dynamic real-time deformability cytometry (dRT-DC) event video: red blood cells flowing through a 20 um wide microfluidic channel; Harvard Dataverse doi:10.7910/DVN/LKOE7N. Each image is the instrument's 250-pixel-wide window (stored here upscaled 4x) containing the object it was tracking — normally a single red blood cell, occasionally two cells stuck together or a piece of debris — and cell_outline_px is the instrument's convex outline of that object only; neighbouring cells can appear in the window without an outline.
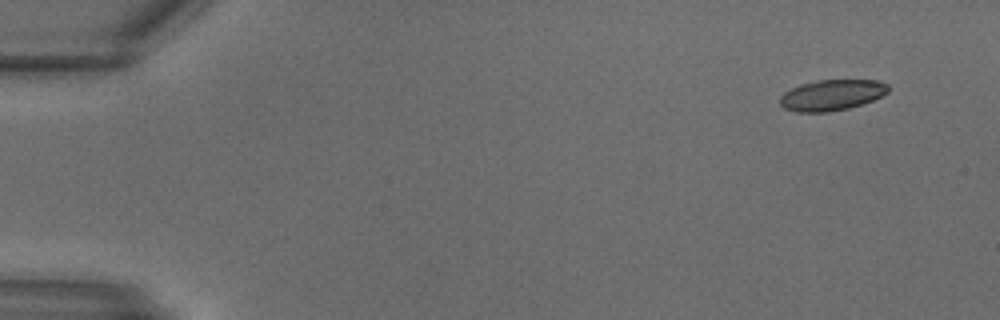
{"species": "common noctule bat (a hibernating species)", "species_latin": "Nyctalus noctula", "temperature_condition": "warm", "stored_images_in_passage": 12, "camera_frame_rate_fps": 3000, "um_per_image_px": 0.085, "animal": {"sex": "male", "body_mass_g": 18.8}, "frame": {"image": 1, "passage_image": 1, "time_ms": 0.0, "image_size_px": [1000, 320], "cell_outline_px": [[888, 92], [872, 100], [848, 108], [828, 112], [796, 112], [784, 108], [780, 104], [780, 96], [784, 92], [800, 84], [816, 80], [880, 80], [888, 84]], "centroid_in_image_um": [70.68, 8.07], "position_along_channel_um": 14.3, "area_um2": 19.42}}
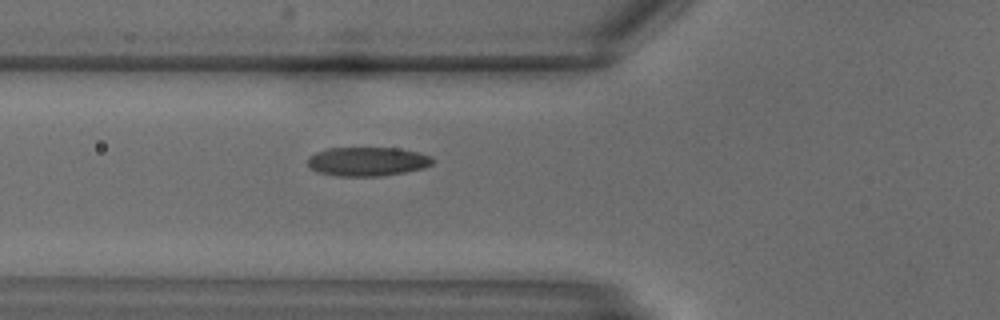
{"frame": {"image": 2, "passage_image": 10, "time_ms": 3.0, "image_size_px": [1000, 320], "cell_outline_px": [[436, 160], [432, 164], [424, 168], [404, 172], [380, 176], [336, 176], [316, 172], [308, 164], [308, 156], [324, 148], [400, 148], [432, 156]], "centroid_in_image_um": [31.23, 13.72], "position_along_channel_um": 94.6, "area_um2": 21.27}}
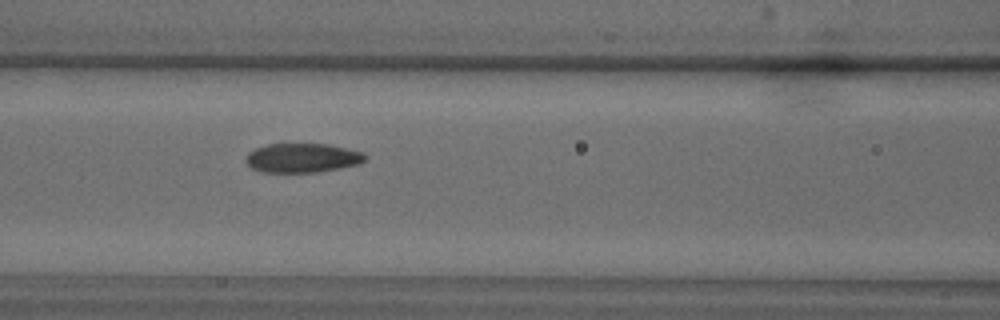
{"frame": {"image": 3, "passage_image": 12, "time_ms": 3.667, "image_size_px": [1000, 320], "cell_outline_px": [[368, 156], [360, 164], [340, 168], [316, 172], [260, 172], [252, 168], [244, 160], [248, 152], [256, 148], [268, 144], [328, 144], [348, 148], [364, 152]], "centroid_in_image_um": [25.72, 13.42], "position_along_channel_um": 140.9, "area_um2": 20.46}}